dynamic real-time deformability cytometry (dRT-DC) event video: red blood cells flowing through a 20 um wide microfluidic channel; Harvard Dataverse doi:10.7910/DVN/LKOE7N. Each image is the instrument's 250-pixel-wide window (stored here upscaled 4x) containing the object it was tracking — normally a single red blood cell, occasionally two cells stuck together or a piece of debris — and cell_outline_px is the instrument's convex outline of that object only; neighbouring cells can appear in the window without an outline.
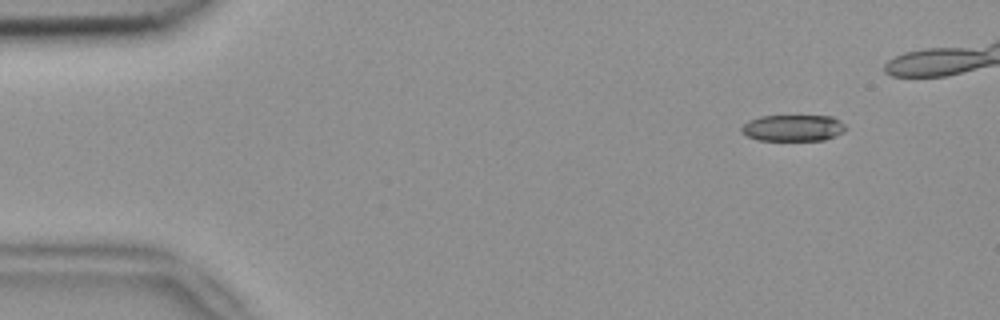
{"species": "common noctule bat (a hibernating species)", "species_latin": "Nyctalus noctula", "temperature_condition": "room temperature", "stored_images_in_passage": 4, "camera_frame_rate_fps": 3000, "um_per_image_px": 0.085, "animal": {"sex": "female", "body_mass_g": 18.4}, "frame": {"image": 1, "passage_image": 1, "time_ms": 0.0, "image_size_px": [1000, 320], "cell_outline_px": [[848, 128], [844, 132], [824, 140], [756, 140], [740, 132], [740, 128], [748, 120], [760, 116], [832, 116], [840, 120]], "centroid_in_image_um": [67.41, 10.87], "position_along_channel_um": 17.6, "area_um2": 16.18}}